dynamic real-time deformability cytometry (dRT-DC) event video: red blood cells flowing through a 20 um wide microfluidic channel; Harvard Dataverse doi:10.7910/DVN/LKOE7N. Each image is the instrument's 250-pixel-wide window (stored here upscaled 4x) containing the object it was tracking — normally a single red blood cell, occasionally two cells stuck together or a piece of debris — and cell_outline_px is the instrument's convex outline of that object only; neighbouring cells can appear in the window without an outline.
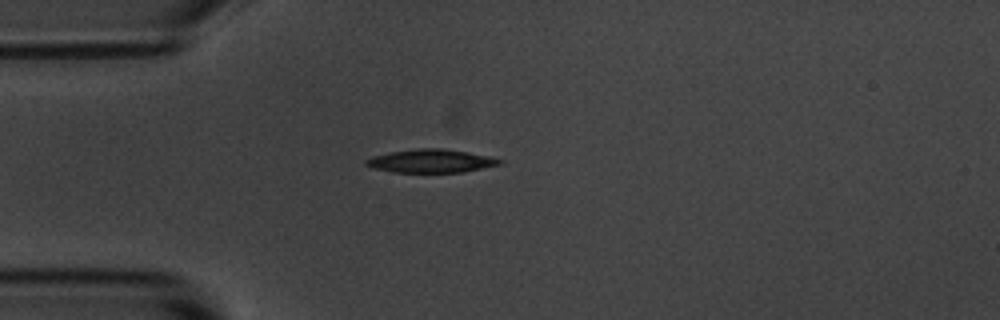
{"species": "common noctule bat (a hibernating species)", "species_latin": "Nyctalus noctula", "temperature_condition": "room temperature", "stored_images_in_passage": 4, "camera_frame_rate_fps": 3000, "um_per_image_px": 0.085, "animal": {"sex": "male", "body_mass_g": 20.1, "forearm_length_mm": 53.5}, "frame": {"image": 1, "passage_image": 3, "time_ms": 2.333, "image_size_px": [1000, 320], "cell_outline_px": [[504, 160], [500, 164], [464, 172], [392, 172], [372, 168], [364, 164], [364, 160], [372, 156], [392, 152], [420, 148], [444, 148], [468, 152], [488, 156]], "centroid_in_image_um": [36.61, 13.68], "position_along_channel_um": 48.4, "area_um2": 18.09}}